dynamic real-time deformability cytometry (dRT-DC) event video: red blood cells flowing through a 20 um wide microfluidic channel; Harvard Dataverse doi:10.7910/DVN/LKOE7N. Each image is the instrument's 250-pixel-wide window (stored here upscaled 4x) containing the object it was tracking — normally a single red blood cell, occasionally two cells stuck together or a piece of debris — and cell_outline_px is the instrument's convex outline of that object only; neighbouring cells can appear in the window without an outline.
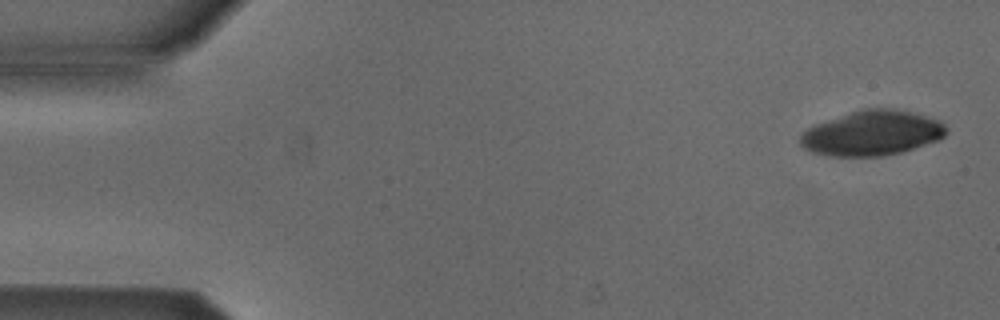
{"species": "Egyptian fruit bat (a non-hibernating species)", "species_latin": "Rousettus aegyptiacus", "temperature_condition": "cold", "stored_images_in_passage": 4, "camera_frame_rate_fps": 3000, "um_per_image_px": 0.085, "animal": {"sex": "male"}, "frame": {"image": 1, "passage_image": 1, "time_ms": 0.0, "image_size_px": [1000, 320], "cell_outline_px": [[948, 132], [940, 140], [900, 152], [880, 156], [828, 156], [812, 152], [804, 148], [800, 144], [800, 132], [816, 124], [852, 112], [868, 108], [892, 108], [912, 112], [928, 116], [940, 120], [948, 128]], "centroid_in_image_um": [74.15, 11.32], "position_along_channel_um": 10.8, "area_um2": 38.21}}